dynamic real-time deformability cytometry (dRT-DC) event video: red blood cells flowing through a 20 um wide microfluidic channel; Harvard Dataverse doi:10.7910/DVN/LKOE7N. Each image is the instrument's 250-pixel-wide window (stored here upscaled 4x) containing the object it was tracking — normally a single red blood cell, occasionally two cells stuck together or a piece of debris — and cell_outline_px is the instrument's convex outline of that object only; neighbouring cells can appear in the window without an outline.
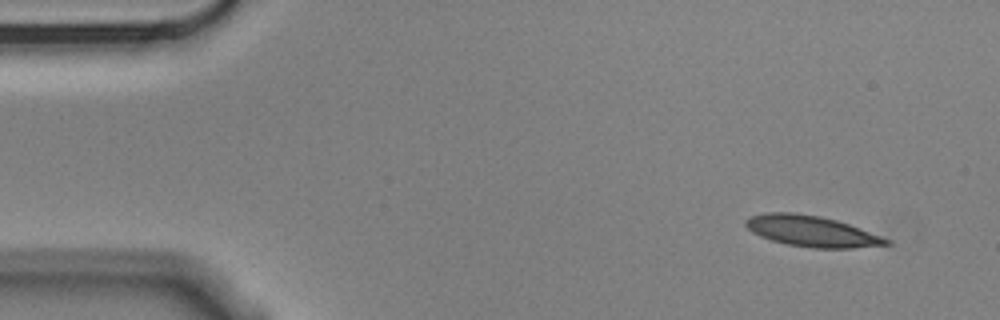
{"species": "Egyptian fruit bat (a non-hibernating species)", "species_latin": "Rousettus aegyptiacus", "temperature_condition": "cold", "stored_images_in_passage": 5, "segment_of_instrument_passage": [1, 2], "camera_frame_rate_fps": 3000, "um_per_image_px": 0.085, "animal": {"sex": "male"}, "frame": {"image": 1, "passage_image": 1, "time_ms": 0.0, "image_size_px": [1000, 320], "cell_outline_px": [[892, 244], [852, 248], [812, 248], [788, 244], [772, 240], [760, 236], [752, 232], [744, 224], [744, 220], [748, 216], [768, 212], [796, 212], [820, 216], [836, 220], [860, 228], [880, 236], [888, 240]], "centroid_in_image_um": [68.93, 19.64], "position_along_channel_um": 16.1, "area_um2": 25.2}}